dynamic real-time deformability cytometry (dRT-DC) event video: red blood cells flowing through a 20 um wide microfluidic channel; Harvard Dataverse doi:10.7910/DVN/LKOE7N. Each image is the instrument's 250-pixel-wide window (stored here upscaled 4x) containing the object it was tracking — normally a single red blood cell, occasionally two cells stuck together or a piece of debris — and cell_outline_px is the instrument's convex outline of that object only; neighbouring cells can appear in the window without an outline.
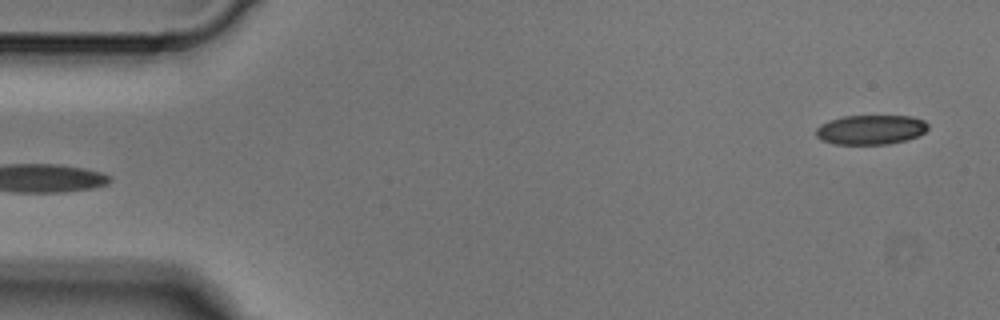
{"species": "Egyptian fruit bat (a non-hibernating species)", "species_latin": "Rousettus aegyptiacus", "temperature_condition": "cold", "stored_images_in_passage": 5, "segment_of_instrument_passage": [2, 2], "camera_frame_rate_fps": 3000, "um_per_image_px": 0.085, "animal": {"sex": "male"}, "frame": {"image": 1, "passage_image": 5, "time_ms": 1.333, "image_size_px": [1000, 320], "cell_outline_px": [[928, 128], [924, 132], [916, 136], [904, 140], [888, 144], [836, 144], [820, 140], [816, 136], [816, 128], [820, 124], [828, 120], [844, 116], [912, 116], [924, 120], [928, 124]], "centroid_in_image_um": [73.98, 11.01], "position_along_channel_um": 11.0, "area_um2": 19.31}}